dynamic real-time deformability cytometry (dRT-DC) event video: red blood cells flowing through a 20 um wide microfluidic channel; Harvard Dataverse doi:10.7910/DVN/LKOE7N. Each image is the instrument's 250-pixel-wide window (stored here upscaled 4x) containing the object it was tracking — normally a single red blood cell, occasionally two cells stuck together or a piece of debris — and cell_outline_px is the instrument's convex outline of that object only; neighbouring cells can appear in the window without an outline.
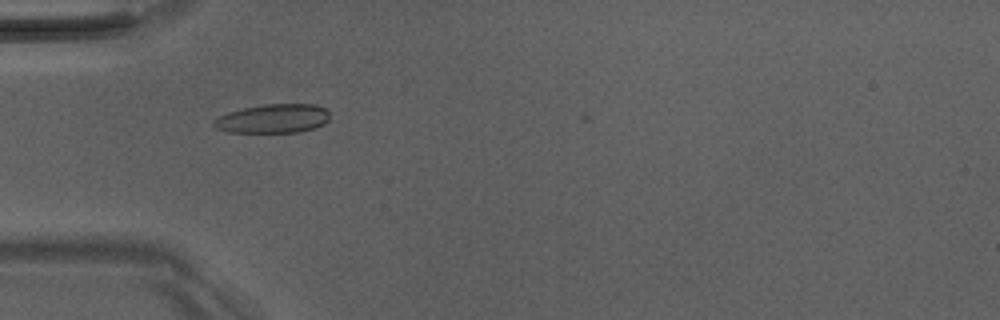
{"species": "Egyptian fruit bat (a non-hibernating species)", "species_latin": "Rousettus aegyptiacus", "temperature_condition": "room temperature", "stored_images_in_passage": 4, "camera_frame_rate_fps": 3000, "um_per_image_px": 0.085, "animal": {"sex": "male"}, "frame": {"image": 1, "passage_image": 1, "time_ms": 0.0, "image_size_px": [1000, 320], "cell_outline_px": [[328, 120], [324, 124], [316, 128], [300, 132], [228, 132], [216, 128], [212, 124], [212, 120], [228, 112], [244, 108], [268, 104], [316, 104], [328, 108]], "centroid_in_image_um": [23.24, 10.08], "position_along_channel_um": 61.8, "area_um2": 19.65}}